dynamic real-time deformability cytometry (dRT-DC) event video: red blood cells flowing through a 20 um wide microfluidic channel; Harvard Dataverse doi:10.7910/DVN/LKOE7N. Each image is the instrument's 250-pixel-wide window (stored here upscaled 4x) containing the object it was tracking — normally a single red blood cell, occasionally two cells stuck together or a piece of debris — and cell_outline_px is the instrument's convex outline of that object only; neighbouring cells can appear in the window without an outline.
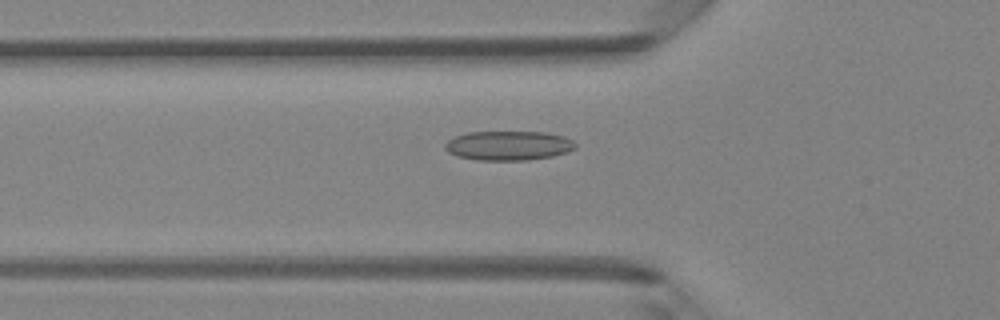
{"species": "Egyptian fruit bat (a non-hibernating species)", "species_latin": "Rousettus aegyptiacus", "temperature_condition": "room temperature", "stored_images_in_passage": 49, "camera_frame_rate_fps": 3000, "um_per_image_px": 0.085, "animal": {"sex": "female"}, "frame": {"image": 1, "passage_image": 17, "time_ms": 5.333, "image_size_px": [1000, 320], "cell_outline_px": [[576, 148], [568, 152], [552, 156], [528, 160], [476, 160], [456, 156], [448, 152], [444, 148], [444, 144], [448, 140], [456, 136], [468, 132], [544, 132], [564, 136], [572, 140], [576, 144]], "centroid_in_image_um": [43.22, 12.38], "position_along_channel_um": 82.6, "area_um2": 22.43}}
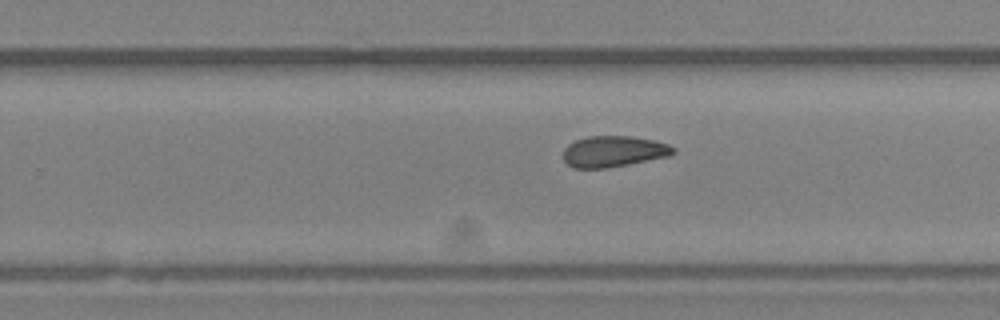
{"frame": {"image": 2, "passage_image": 31, "time_ms": 10.0, "image_size_px": [1000, 320], "cell_outline_px": [[676, 152], [668, 156], [608, 168], [572, 168], [564, 160], [564, 148], [568, 144], [576, 140], [588, 136], [632, 136], [652, 140], [668, 144], [676, 148]], "centroid_in_image_um": [52.15, 12.87], "position_along_channel_um": 277.7, "area_um2": 19.88}}
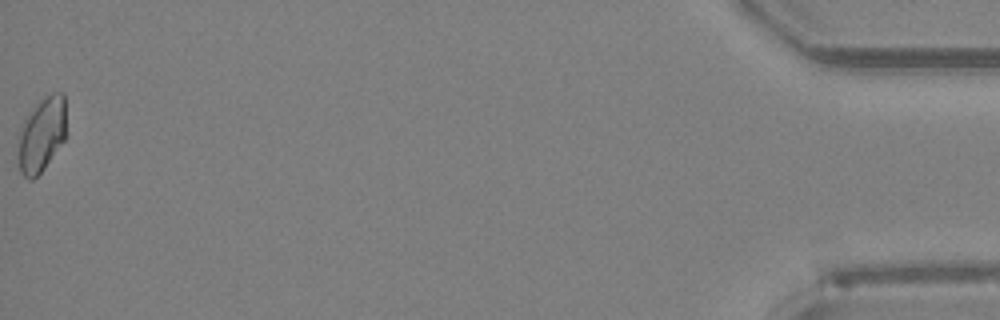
{"frame": {"image": 3, "passage_image": 49, "time_ms": 16.0, "image_size_px": [1000, 320], "cell_outline_px": [[64, 140], [44, 168], [32, 180], [28, 180], [20, 172], [20, 128], [28, 112], [44, 96], [52, 92], [64, 92]], "centroid_in_image_um": [3.54, 11.4], "position_along_channel_um": 431.7, "area_um2": 20.35}, "authors_computed_cell_mechanics": {"area_um2": 20.6924, "velocity_mm_per_s": 4.1855, "shape_relaxation_time_tau1_ms": null, "shape_relaxation_time_tau2_ms": 5.5058, "deformation_change_tau1": null, "deformation_change_tau2": 0.1186}}